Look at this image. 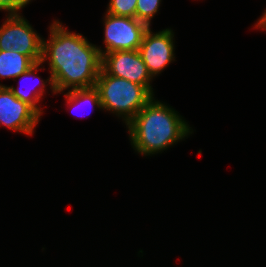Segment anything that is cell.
<instances>
[{"mask_svg":"<svg viewBox=\"0 0 266 267\" xmlns=\"http://www.w3.org/2000/svg\"><path fill=\"white\" fill-rule=\"evenodd\" d=\"M49 31V39L43 38L41 63L48 62L57 94L95 87L102 69L98 46L82 34L68 31L59 20L51 23Z\"/></svg>","mask_w":266,"mask_h":267,"instance_id":"cell-1","label":"cell"},{"mask_svg":"<svg viewBox=\"0 0 266 267\" xmlns=\"http://www.w3.org/2000/svg\"><path fill=\"white\" fill-rule=\"evenodd\" d=\"M126 127L133 149L143 156L162 153L193 133L179 112L155 97Z\"/></svg>","mask_w":266,"mask_h":267,"instance_id":"cell-2","label":"cell"},{"mask_svg":"<svg viewBox=\"0 0 266 267\" xmlns=\"http://www.w3.org/2000/svg\"><path fill=\"white\" fill-rule=\"evenodd\" d=\"M95 88L102 110L122 118L127 125L154 97L144 86L107 74L101 69Z\"/></svg>","mask_w":266,"mask_h":267,"instance_id":"cell-3","label":"cell"},{"mask_svg":"<svg viewBox=\"0 0 266 267\" xmlns=\"http://www.w3.org/2000/svg\"><path fill=\"white\" fill-rule=\"evenodd\" d=\"M20 14H7L0 26V50L26 55L34 64L42 60L43 37Z\"/></svg>","mask_w":266,"mask_h":267,"instance_id":"cell-4","label":"cell"},{"mask_svg":"<svg viewBox=\"0 0 266 267\" xmlns=\"http://www.w3.org/2000/svg\"><path fill=\"white\" fill-rule=\"evenodd\" d=\"M104 15L103 42L105 49L103 50L98 46L101 56L112 51L138 50L149 26L132 17L117 16L108 13Z\"/></svg>","mask_w":266,"mask_h":267,"instance_id":"cell-5","label":"cell"},{"mask_svg":"<svg viewBox=\"0 0 266 267\" xmlns=\"http://www.w3.org/2000/svg\"><path fill=\"white\" fill-rule=\"evenodd\" d=\"M174 39L171 28L156 33L152 32L150 27L146 30L138 51L152 78L161 74L175 61Z\"/></svg>","mask_w":266,"mask_h":267,"instance_id":"cell-6","label":"cell"},{"mask_svg":"<svg viewBox=\"0 0 266 267\" xmlns=\"http://www.w3.org/2000/svg\"><path fill=\"white\" fill-rule=\"evenodd\" d=\"M102 69L109 75L144 86L153 96V78L138 50L112 51L102 56Z\"/></svg>","mask_w":266,"mask_h":267,"instance_id":"cell-7","label":"cell"},{"mask_svg":"<svg viewBox=\"0 0 266 267\" xmlns=\"http://www.w3.org/2000/svg\"><path fill=\"white\" fill-rule=\"evenodd\" d=\"M40 119L41 116L18 99L9 86L0 83V126L31 136Z\"/></svg>","mask_w":266,"mask_h":267,"instance_id":"cell-8","label":"cell"},{"mask_svg":"<svg viewBox=\"0 0 266 267\" xmlns=\"http://www.w3.org/2000/svg\"><path fill=\"white\" fill-rule=\"evenodd\" d=\"M40 68L44 69L43 63H41V62L35 63L26 72H24L23 74H21L19 77L16 78V79H20V81H24V80L28 81L29 79H37L38 78L37 79L38 83L40 82L38 85L39 87L34 86L33 89L31 88L28 91L25 89H22L23 87L20 88L19 86H18V88H15L14 86H9V87L12 90L13 94L18 99H20L21 101L30 105L41 116L44 111L39 106V102L41 101L42 96H44V94L46 92L45 91L46 85L49 84V86H50L49 88L51 89L53 94H57V92L55 90L51 76L48 79L43 80L39 75H37V72L39 71ZM19 84H21V83H19Z\"/></svg>","mask_w":266,"mask_h":267,"instance_id":"cell-9","label":"cell"},{"mask_svg":"<svg viewBox=\"0 0 266 267\" xmlns=\"http://www.w3.org/2000/svg\"><path fill=\"white\" fill-rule=\"evenodd\" d=\"M34 63L23 54L13 50H0V79L16 80Z\"/></svg>","mask_w":266,"mask_h":267,"instance_id":"cell-10","label":"cell"},{"mask_svg":"<svg viewBox=\"0 0 266 267\" xmlns=\"http://www.w3.org/2000/svg\"><path fill=\"white\" fill-rule=\"evenodd\" d=\"M64 93L66 103L70 108H78L81 105H87L93 108L102 109L101 101L99 98L98 90L95 87L92 88H82V89H72ZM72 106V107H71Z\"/></svg>","mask_w":266,"mask_h":267,"instance_id":"cell-11","label":"cell"},{"mask_svg":"<svg viewBox=\"0 0 266 267\" xmlns=\"http://www.w3.org/2000/svg\"><path fill=\"white\" fill-rule=\"evenodd\" d=\"M162 0H137L135 18L151 27V20L158 13Z\"/></svg>","mask_w":266,"mask_h":267,"instance_id":"cell-12","label":"cell"},{"mask_svg":"<svg viewBox=\"0 0 266 267\" xmlns=\"http://www.w3.org/2000/svg\"><path fill=\"white\" fill-rule=\"evenodd\" d=\"M137 0H109L106 13L135 18Z\"/></svg>","mask_w":266,"mask_h":267,"instance_id":"cell-13","label":"cell"},{"mask_svg":"<svg viewBox=\"0 0 266 267\" xmlns=\"http://www.w3.org/2000/svg\"><path fill=\"white\" fill-rule=\"evenodd\" d=\"M32 0H0V11L8 14H20V11Z\"/></svg>","mask_w":266,"mask_h":267,"instance_id":"cell-14","label":"cell"},{"mask_svg":"<svg viewBox=\"0 0 266 267\" xmlns=\"http://www.w3.org/2000/svg\"><path fill=\"white\" fill-rule=\"evenodd\" d=\"M254 28L266 30V9L264 10L262 16L258 19Z\"/></svg>","mask_w":266,"mask_h":267,"instance_id":"cell-15","label":"cell"}]
</instances>
